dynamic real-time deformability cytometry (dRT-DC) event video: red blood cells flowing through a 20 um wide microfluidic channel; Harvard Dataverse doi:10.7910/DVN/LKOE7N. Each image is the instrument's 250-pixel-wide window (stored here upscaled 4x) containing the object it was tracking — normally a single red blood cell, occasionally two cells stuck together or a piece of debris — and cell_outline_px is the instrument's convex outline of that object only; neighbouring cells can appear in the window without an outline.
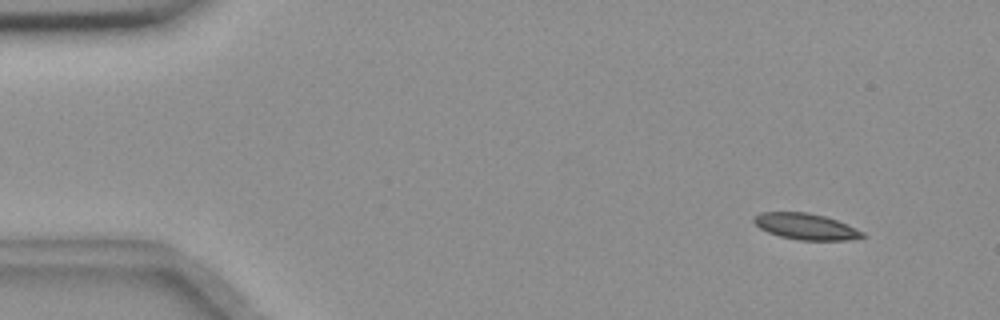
{"species": "common noctule bat (a hibernating species)", "species_latin": "Nyctalus noctula", "temperature_condition": "room temperature", "stored_images_in_passage": 4, "camera_frame_rate_fps": 3000, "um_per_image_px": 0.085, "animal": {"sex": "female", "body_mass_g": 18.4}, "frame": {"image": 1, "passage_image": 2, "time_ms": 1.0, "image_size_px": [1000, 320], "cell_outline_px": [[868, 236], [848, 240], [800, 240], [780, 236], [768, 232], [760, 228], [752, 220], [752, 216], [760, 212], [808, 212], [824, 216], [836, 220], [856, 228], [864, 232]], "centroid_in_image_um": [68.49, 19.25], "position_along_channel_um": 16.5, "area_um2": 16.59}}
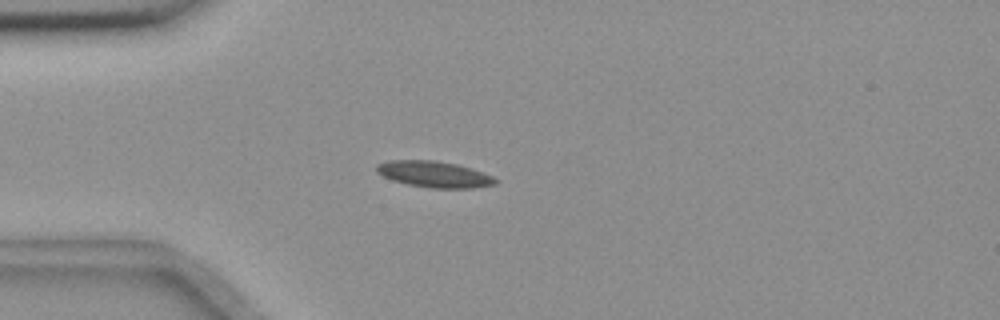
{"frame": {"image": 2, "passage_image": 4, "time_ms": 4.333, "image_size_px": [1000, 320], "cell_outline_px": [[500, 180], [496, 184], [472, 188], [428, 188], [408, 184], [392, 180], [376, 172], [376, 164], [388, 160], [432, 160], [456, 164], [472, 168], [484, 172]], "centroid_in_image_um": [36.92, 14.81], "position_along_channel_um": 48.1, "area_um2": 18.26}}